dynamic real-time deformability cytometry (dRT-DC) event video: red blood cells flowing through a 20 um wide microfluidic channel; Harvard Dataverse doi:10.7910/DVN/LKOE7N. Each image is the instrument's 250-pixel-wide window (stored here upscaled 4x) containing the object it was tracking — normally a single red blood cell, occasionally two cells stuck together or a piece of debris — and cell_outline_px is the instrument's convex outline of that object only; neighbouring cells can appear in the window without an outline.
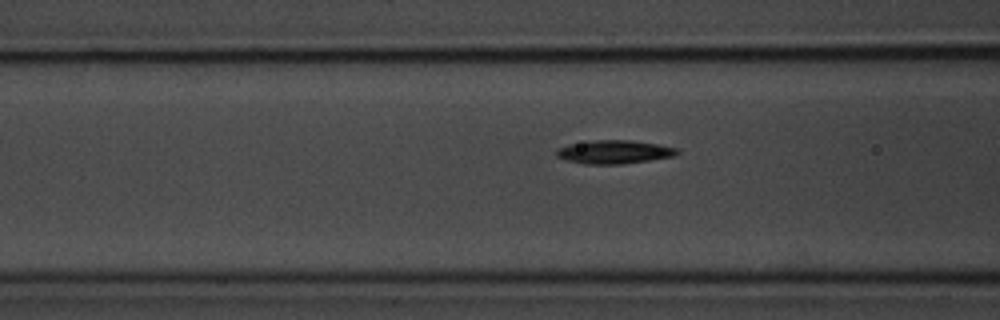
{"species": "common noctule bat (a hibernating species)", "species_latin": "Nyctalus noctula", "temperature_condition": "room temperature", "stored_images_in_passage": 16, "camera_frame_rate_fps": 3000, "um_per_image_px": 0.085, "animal": {"sex": "male", "body_mass_g": 20.1, "forearm_length_mm": 53.5}, "frame": {"image": 1, "passage_image": 14, "time_ms": 4.333, "image_size_px": [1000, 320], "cell_outline_px": [[680, 152], [672, 156], [624, 164], [584, 164], [568, 160], [556, 156], [556, 148], [568, 144], [588, 140], [632, 140], [656, 144], [676, 148]], "centroid_in_image_um": [52.14, 12.9], "position_along_channel_um": 114.5, "area_um2": 16.47}}